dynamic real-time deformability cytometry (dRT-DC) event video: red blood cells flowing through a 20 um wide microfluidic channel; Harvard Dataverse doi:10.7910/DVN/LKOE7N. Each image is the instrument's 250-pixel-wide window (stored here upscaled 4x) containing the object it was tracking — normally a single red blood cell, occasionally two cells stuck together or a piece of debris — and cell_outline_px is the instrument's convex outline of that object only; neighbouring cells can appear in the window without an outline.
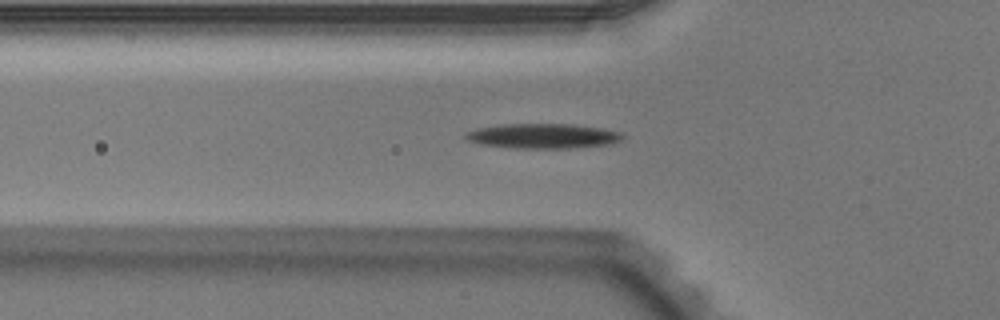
{"species": "Egyptian fruit bat (a non-hibernating species)", "species_latin": "Rousettus aegyptiacus", "temperature_condition": "warm", "stored_images_in_passage": 47, "camera_frame_rate_fps": 3000, "um_per_image_px": 0.085, "animal": {"sex": "male"}, "frame": {"image": 1, "passage_image": 12, "time_ms": 3.667, "image_size_px": [1000, 320], "cell_outline_px": [[624, 136], [620, 140], [612, 144], [568, 148], [512, 148], [480, 144], [468, 140], [464, 136], [464, 132], [476, 128], [500, 124], [572, 124], [600, 128], [620, 132]], "centroid_in_image_um": [46.1, 11.56], "position_along_channel_um": 79.7, "area_um2": 22.77}}
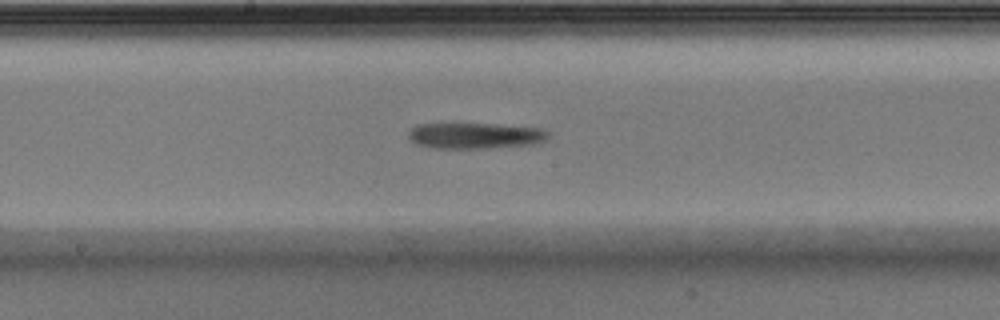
{"frame": {"image": 2, "passage_image": 22, "time_ms": 7.0, "image_size_px": [1000, 320], "cell_outline_px": [[552, 132], [544, 140], [532, 144], [484, 148], [436, 148], [416, 144], [408, 136], [408, 132], [416, 124], [496, 124], [544, 128]], "centroid_in_image_um": [40.41, 11.52], "position_along_channel_um": 207.8, "area_um2": 21.04}}
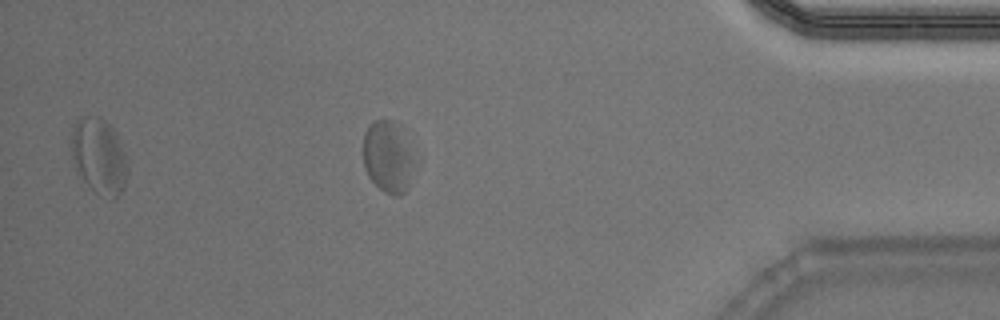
{"frame": {"image": 3, "passage_image": 40, "time_ms": 13.0, "image_size_px": [1000, 320], "cell_outline_px": [[412, 152], [404, 192], [396, 196], [384, 192], [368, 176], [364, 164], [364, 132], [368, 124], [376, 120], [392, 120]], "centroid_in_image_um": [32.86, 13.3], "position_along_channel_um": 402.3, "area_um2": 19.88}}